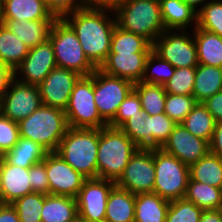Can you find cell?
<instances>
[{"label": "cell", "instance_id": "5", "mask_svg": "<svg viewBox=\"0 0 222 222\" xmlns=\"http://www.w3.org/2000/svg\"><path fill=\"white\" fill-rule=\"evenodd\" d=\"M117 25L151 44L165 31L159 0H124L115 10Z\"/></svg>", "mask_w": 222, "mask_h": 222}, {"label": "cell", "instance_id": "43", "mask_svg": "<svg viewBox=\"0 0 222 222\" xmlns=\"http://www.w3.org/2000/svg\"><path fill=\"white\" fill-rule=\"evenodd\" d=\"M141 101L138 94L132 90L120 104L115 118L108 124L112 128H120L131 116L142 114Z\"/></svg>", "mask_w": 222, "mask_h": 222}, {"label": "cell", "instance_id": "21", "mask_svg": "<svg viewBox=\"0 0 222 222\" xmlns=\"http://www.w3.org/2000/svg\"><path fill=\"white\" fill-rule=\"evenodd\" d=\"M55 20H15L3 19V25L12 31L31 49L49 39V33Z\"/></svg>", "mask_w": 222, "mask_h": 222}, {"label": "cell", "instance_id": "40", "mask_svg": "<svg viewBox=\"0 0 222 222\" xmlns=\"http://www.w3.org/2000/svg\"><path fill=\"white\" fill-rule=\"evenodd\" d=\"M196 67L175 68L173 76L164 84L166 93L192 95Z\"/></svg>", "mask_w": 222, "mask_h": 222}, {"label": "cell", "instance_id": "55", "mask_svg": "<svg viewBox=\"0 0 222 222\" xmlns=\"http://www.w3.org/2000/svg\"><path fill=\"white\" fill-rule=\"evenodd\" d=\"M2 97H3V94L0 93V115L2 113Z\"/></svg>", "mask_w": 222, "mask_h": 222}, {"label": "cell", "instance_id": "20", "mask_svg": "<svg viewBox=\"0 0 222 222\" xmlns=\"http://www.w3.org/2000/svg\"><path fill=\"white\" fill-rule=\"evenodd\" d=\"M165 30H193L197 12L182 0H159Z\"/></svg>", "mask_w": 222, "mask_h": 222}, {"label": "cell", "instance_id": "39", "mask_svg": "<svg viewBox=\"0 0 222 222\" xmlns=\"http://www.w3.org/2000/svg\"><path fill=\"white\" fill-rule=\"evenodd\" d=\"M197 104L193 95H175L167 93L165 114L176 124H181Z\"/></svg>", "mask_w": 222, "mask_h": 222}, {"label": "cell", "instance_id": "47", "mask_svg": "<svg viewBox=\"0 0 222 222\" xmlns=\"http://www.w3.org/2000/svg\"><path fill=\"white\" fill-rule=\"evenodd\" d=\"M202 103L211 113L216 123L222 122V91L216 93Z\"/></svg>", "mask_w": 222, "mask_h": 222}, {"label": "cell", "instance_id": "9", "mask_svg": "<svg viewBox=\"0 0 222 222\" xmlns=\"http://www.w3.org/2000/svg\"><path fill=\"white\" fill-rule=\"evenodd\" d=\"M152 51L175 68L199 64L193 30H165L152 43Z\"/></svg>", "mask_w": 222, "mask_h": 222}, {"label": "cell", "instance_id": "36", "mask_svg": "<svg viewBox=\"0 0 222 222\" xmlns=\"http://www.w3.org/2000/svg\"><path fill=\"white\" fill-rule=\"evenodd\" d=\"M175 67L168 61L163 60L153 51L147 57L143 83L163 85L173 76Z\"/></svg>", "mask_w": 222, "mask_h": 222}, {"label": "cell", "instance_id": "4", "mask_svg": "<svg viewBox=\"0 0 222 222\" xmlns=\"http://www.w3.org/2000/svg\"><path fill=\"white\" fill-rule=\"evenodd\" d=\"M20 137L31 139L48 152H56L69 126L65 111L41 105L18 122Z\"/></svg>", "mask_w": 222, "mask_h": 222}, {"label": "cell", "instance_id": "46", "mask_svg": "<svg viewBox=\"0 0 222 222\" xmlns=\"http://www.w3.org/2000/svg\"><path fill=\"white\" fill-rule=\"evenodd\" d=\"M49 11L56 18H63L65 15L76 11L83 6V0H42Z\"/></svg>", "mask_w": 222, "mask_h": 222}, {"label": "cell", "instance_id": "52", "mask_svg": "<svg viewBox=\"0 0 222 222\" xmlns=\"http://www.w3.org/2000/svg\"><path fill=\"white\" fill-rule=\"evenodd\" d=\"M199 222H222V209L203 210Z\"/></svg>", "mask_w": 222, "mask_h": 222}, {"label": "cell", "instance_id": "41", "mask_svg": "<svg viewBox=\"0 0 222 222\" xmlns=\"http://www.w3.org/2000/svg\"><path fill=\"white\" fill-rule=\"evenodd\" d=\"M202 209L185 198L170 202L166 222H199Z\"/></svg>", "mask_w": 222, "mask_h": 222}, {"label": "cell", "instance_id": "49", "mask_svg": "<svg viewBox=\"0 0 222 222\" xmlns=\"http://www.w3.org/2000/svg\"><path fill=\"white\" fill-rule=\"evenodd\" d=\"M15 78L14 70L0 60V93H4Z\"/></svg>", "mask_w": 222, "mask_h": 222}, {"label": "cell", "instance_id": "38", "mask_svg": "<svg viewBox=\"0 0 222 222\" xmlns=\"http://www.w3.org/2000/svg\"><path fill=\"white\" fill-rule=\"evenodd\" d=\"M197 26L222 37V0H208L197 13Z\"/></svg>", "mask_w": 222, "mask_h": 222}, {"label": "cell", "instance_id": "57", "mask_svg": "<svg viewBox=\"0 0 222 222\" xmlns=\"http://www.w3.org/2000/svg\"><path fill=\"white\" fill-rule=\"evenodd\" d=\"M73 222H86V221L81 219L80 217H77Z\"/></svg>", "mask_w": 222, "mask_h": 222}, {"label": "cell", "instance_id": "11", "mask_svg": "<svg viewBox=\"0 0 222 222\" xmlns=\"http://www.w3.org/2000/svg\"><path fill=\"white\" fill-rule=\"evenodd\" d=\"M154 183V148H138L115 185L138 194L153 192Z\"/></svg>", "mask_w": 222, "mask_h": 222}, {"label": "cell", "instance_id": "51", "mask_svg": "<svg viewBox=\"0 0 222 222\" xmlns=\"http://www.w3.org/2000/svg\"><path fill=\"white\" fill-rule=\"evenodd\" d=\"M0 222H20L17 211L11 203H0Z\"/></svg>", "mask_w": 222, "mask_h": 222}, {"label": "cell", "instance_id": "2", "mask_svg": "<svg viewBox=\"0 0 222 222\" xmlns=\"http://www.w3.org/2000/svg\"><path fill=\"white\" fill-rule=\"evenodd\" d=\"M138 148L120 128H100L97 151L98 178L116 182Z\"/></svg>", "mask_w": 222, "mask_h": 222}, {"label": "cell", "instance_id": "32", "mask_svg": "<svg viewBox=\"0 0 222 222\" xmlns=\"http://www.w3.org/2000/svg\"><path fill=\"white\" fill-rule=\"evenodd\" d=\"M133 90L138 94L145 114L152 116L165 113L167 93L163 85L136 82Z\"/></svg>", "mask_w": 222, "mask_h": 222}, {"label": "cell", "instance_id": "33", "mask_svg": "<svg viewBox=\"0 0 222 222\" xmlns=\"http://www.w3.org/2000/svg\"><path fill=\"white\" fill-rule=\"evenodd\" d=\"M181 124L193 135L210 143L216 121L203 103H197Z\"/></svg>", "mask_w": 222, "mask_h": 222}, {"label": "cell", "instance_id": "14", "mask_svg": "<svg viewBox=\"0 0 222 222\" xmlns=\"http://www.w3.org/2000/svg\"><path fill=\"white\" fill-rule=\"evenodd\" d=\"M46 172L49 181V194L76 198L85 178L75 171L57 152L46 155Z\"/></svg>", "mask_w": 222, "mask_h": 222}, {"label": "cell", "instance_id": "23", "mask_svg": "<svg viewBox=\"0 0 222 222\" xmlns=\"http://www.w3.org/2000/svg\"><path fill=\"white\" fill-rule=\"evenodd\" d=\"M135 194L116 185L111 189L106 206L105 221L134 222Z\"/></svg>", "mask_w": 222, "mask_h": 222}, {"label": "cell", "instance_id": "34", "mask_svg": "<svg viewBox=\"0 0 222 222\" xmlns=\"http://www.w3.org/2000/svg\"><path fill=\"white\" fill-rule=\"evenodd\" d=\"M152 44L143 36L115 26L109 53H150Z\"/></svg>", "mask_w": 222, "mask_h": 222}, {"label": "cell", "instance_id": "27", "mask_svg": "<svg viewBox=\"0 0 222 222\" xmlns=\"http://www.w3.org/2000/svg\"><path fill=\"white\" fill-rule=\"evenodd\" d=\"M48 153L44 147L31 139L20 137L15 146L1 157L10 165L30 168L43 161Z\"/></svg>", "mask_w": 222, "mask_h": 222}, {"label": "cell", "instance_id": "24", "mask_svg": "<svg viewBox=\"0 0 222 222\" xmlns=\"http://www.w3.org/2000/svg\"><path fill=\"white\" fill-rule=\"evenodd\" d=\"M77 217L76 198L54 194L45 195L41 222H73Z\"/></svg>", "mask_w": 222, "mask_h": 222}, {"label": "cell", "instance_id": "13", "mask_svg": "<svg viewBox=\"0 0 222 222\" xmlns=\"http://www.w3.org/2000/svg\"><path fill=\"white\" fill-rule=\"evenodd\" d=\"M114 186L112 180L86 179L76 197L78 217L86 222L105 221L109 193Z\"/></svg>", "mask_w": 222, "mask_h": 222}, {"label": "cell", "instance_id": "25", "mask_svg": "<svg viewBox=\"0 0 222 222\" xmlns=\"http://www.w3.org/2000/svg\"><path fill=\"white\" fill-rule=\"evenodd\" d=\"M199 64L222 67V37L198 26L193 29Z\"/></svg>", "mask_w": 222, "mask_h": 222}, {"label": "cell", "instance_id": "12", "mask_svg": "<svg viewBox=\"0 0 222 222\" xmlns=\"http://www.w3.org/2000/svg\"><path fill=\"white\" fill-rule=\"evenodd\" d=\"M42 105L38 85L12 80L3 93L2 115L16 123L28 118Z\"/></svg>", "mask_w": 222, "mask_h": 222}, {"label": "cell", "instance_id": "10", "mask_svg": "<svg viewBox=\"0 0 222 222\" xmlns=\"http://www.w3.org/2000/svg\"><path fill=\"white\" fill-rule=\"evenodd\" d=\"M133 88L134 83L130 80L110 76L99 68L94 71V102L107 124L115 118L120 104Z\"/></svg>", "mask_w": 222, "mask_h": 222}, {"label": "cell", "instance_id": "18", "mask_svg": "<svg viewBox=\"0 0 222 222\" xmlns=\"http://www.w3.org/2000/svg\"><path fill=\"white\" fill-rule=\"evenodd\" d=\"M150 53H109L99 68L105 74L141 82L147 57Z\"/></svg>", "mask_w": 222, "mask_h": 222}, {"label": "cell", "instance_id": "3", "mask_svg": "<svg viewBox=\"0 0 222 222\" xmlns=\"http://www.w3.org/2000/svg\"><path fill=\"white\" fill-rule=\"evenodd\" d=\"M99 129L69 127L57 153L85 178H98Z\"/></svg>", "mask_w": 222, "mask_h": 222}, {"label": "cell", "instance_id": "28", "mask_svg": "<svg viewBox=\"0 0 222 222\" xmlns=\"http://www.w3.org/2000/svg\"><path fill=\"white\" fill-rule=\"evenodd\" d=\"M222 91V67L198 64L192 95L197 103H202Z\"/></svg>", "mask_w": 222, "mask_h": 222}, {"label": "cell", "instance_id": "16", "mask_svg": "<svg viewBox=\"0 0 222 222\" xmlns=\"http://www.w3.org/2000/svg\"><path fill=\"white\" fill-rule=\"evenodd\" d=\"M56 66L53 47L47 40L29 49L27 56L14 70V75L20 82L39 85Z\"/></svg>", "mask_w": 222, "mask_h": 222}, {"label": "cell", "instance_id": "35", "mask_svg": "<svg viewBox=\"0 0 222 222\" xmlns=\"http://www.w3.org/2000/svg\"><path fill=\"white\" fill-rule=\"evenodd\" d=\"M147 120V148H160L177 125L165 113L145 114Z\"/></svg>", "mask_w": 222, "mask_h": 222}, {"label": "cell", "instance_id": "31", "mask_svg": "<svg viewBox=\"0 0 222 222\" xmlns=\"http://www.w3.org/2000/svg\"><path fill=\"white\" fill-rule=\"evenodd\" d=\"M29 48L12 31L0 25V60L15 70L27 56Z\"/></svg>", "mask_w": 222, "mask_h": 222}, {"label": "cell", "instance_id": "1", "mask_svg": "<svg viewBox=\"0 0 222 222\" xmlns=\"http://www.w3.org/2000/svg\"><path fill=\"white\" fill-rule=\"evenodd\" d=\"M63 19L71 26L89 61L100 68L106 61L116 23L113 10L79 7Z\"/></svg>", "mask_w": 222, "mask_h": 222}, {"label": "cell", "instance_id": "50", "mask_svg": "<svg viewBox=\"0 0 222 222\" xmlns=\"http://www.w3.org/2000/svg\"><path fill=\"white\" fill-rule=\"evenodd\" d=\"M123 2L124 0H83V6L114 11Z\"/></svg>", "mask_w": 222, "mask_h": 222}, {"label": "cell", "instance_id": "7", "mask_svg": "<svg viewBox=\"0 0 222 222\" xmlns=\"http://www.w3.org/2000/svg\"><path fill=\"white\" fill-rule=\"evenodd\" d=\"M153 192L169 202L185 197L189 166L161 148H154Z\"/></svg>", "mask_w": 222, "mask_h": 222}, {"label": "cell", "instance_id": "8", "mask_svg": "<svg viewBox=\"0 0 222 222\" xmlns=\"http://www.w3.org/2000/svg\"><path fill=\"white\" fill-rule=\"evenodd\" d=\"M65 114L68 126L72 128L100 129L108 126L94 102V72L90 76H81L74 84Z\"/></svg>", "mask_w": 222, "mask_h": 222}, {"label": "cell", "instance_id": "30", "mask_svg": "<svg viewBox=\"0 0 222 222\" xmlns=\"http://www.w3.org/2000/svg\"><path fill=\"white\" fill-rule=\"evenodd\" d=\"M184 198L202 210L222 209V189L193 181L190 177Z\"/></svg>", "mask_w": 222, "mask_h": 222}, {"label": "cell", "instance_id": "48", "mask_svg": "<svg viewBox=\"0 0 222 222\" xmlns=\"http://www.w3.org/2000/svg\"><path fill=\"white\" fill-rule=\"evenodd\" d=\"M210 153L222 158V122H217L209 143Z\"/></svg>", "mask_w": 222, "mask_h": 222}, {"label": "cell", "instance_id": "37", "mask_svg": "<svg viewBox=\"0 0 222 222\" xmlns=\"http://www.w3.org/2000/svg\"><path fill=\"white\" fill-rule=\"evenodd\" d=\"M45 194L32 192L11 203L18 214L20 222H41Z\"/></svg>", "mask_w": 222, "mask_h": 222}, {"label": "cell", "instance_id": "42", "mask_svg": "<svg viewBox=\"0 0 222 222\" xmlns=\"http://www.w3.org/2000/svg\"><path fill=\"white\" fill-rule=\"evenodd\" d=\"M120 129L139 147L147 148V120L145 113L131 116Z\"/></svg>", "mask_w": 222, "mask_h": 222}, {"label": "cell", "instance_id": "56", "mask_svg": "<svg viewBox=\"0 0 222 222\" xmlns=\"http://www.w3.org/2000/svg\"><path fill=\"white\" fill-rule=\"evenodd\" d=\"M0 203H2L1 173H0Z\"/></svg>", "mask_w": 222, "mask_h": 222}, {"label": "cell", "instance_id": "6", "mask_svg": "<svg viewBox=\"0 0 222 222\" xmlns=\"http://www.w3.org/2000/svg\"><path fill=\"white\" fill-rule=\"evenodd\" d=\"M48 40L53 47L57 67L75 71L81 76H90L97 69L86 57L76 33L63 18L54 21Z\"/></svg>", "mask_w": 222, "mask_h": 222}, {"label": "cell", "instance_id": "22", "mask_svg": "<svg viewBox=\"0 0 222 222\" xmlns=\"http://www.w3.org/2000/svg\"><path fill=\"white\" fill-rule=\"evenodd\" d=\"M3 19L56 20L42 0H3Z\"/></svg>", "mask_w": 222, "mask_h": 222}, {"label": "cell", "instance_id": "54", "mask_svg": "<svg viewBox=\"0 0 222 222\" xmlns=\"http://www.w3.org/2000/svg\"><path fill=\"white\" fill-rule=\"evenodd\" d=\"M3 24V0H0V25Z\"/></svg>", "mask_w": 222, "mask_h": 222}, {"label": "cell", "instance_id": "29", "mask_svg": "<svg viewBox=\"0 0 222 222\" xmlns=\"http://www.w3.org/2000/svg\"><path fill=\"white\" fill-rule=\"evenodd\" d=\"M189 177L222 189V158L209 152L189 167Z\"/></svg>", "mask_w": 222, "mask_h": 222}, {"label": "cell", "instance_id": "26", "mask_svg": "<svg viewBox=\"0 0 222 222\" xmlns=\"http://www.w3.org/2000/svg\"><path fill=\"white\" fill-rule=\"evenodd\" d=\"M170 202L154 192L135 194L134 222H166Z\"/></svg>", "mask_w": 222, "mask_h": 222}, {"label": "cell", "instance_id": "53", "mask_svg": "<svg viewBox=\"0 0 222 222\" xmlns=\"http://www.w3.org/2000/svg\"><path fill=\"white\" fill-rule=\"evenodd\" d=\"M184 3L188 4L197 13L203 8L208 0H182Z\"/></svg>", "mask_w": 222, "mask_h": 222}, {"label": "cell", "instance_id": "17", "mask_svg": "<svg viewBox=\"0 0 222 222\" xmlns=\"http://www.w3.org/2000/svg\"><path fill=\"white\" fill-rule=\"evenodd\" d=\"M160 148L189 167L210 152L209 142L193 135L182 124L174 127Z\"/></svg>", "mask_w": 222, "mask_h": 222}, {"label": "cell", "instance_id": "15", "mask_svg": "<svg viewBox=\"0 0 222 222\" xmlns=\"http://www.w3.org/2000/svg\"><path fill=\"white\" fill-rule=\"evenodd\" d=\"M80 77L75 71L57 66L53 68L38 85L42 104L65 111L74 84Z\"/></svg>", "mask_w": 222, "mask_h": 222}, {"label": "cell", "instance_id": "45", "mask_svg": "<svg viewBox=\"0 0 222 222\" xmlns=\"http://www.w3.org/2000/svg\"><path fill=\"white\" fill-rule=\"evenodd\" d=\"M30 184L35 193L49 194V181L46 172V157L29 168Z\"/></svg>", "mask_w": 222, "mask_h": 222}, {"label": "cell", "instance_id": "44", "mask_svg": "<svg viewBox=\"0 0 222 222\" xmlns=\"http://www.w3.org/2000/svg\"><path fill=\"white\" fill-rule=\"evenodd\" d=\"M20 138L19 126L15 121L0 115V156L11 150Z\"/></svg>", "mask_w": 222, "mask_h": 222}, {"label": "cell", "instance_id": "19", "mask_svg": "<svg viewBox=\"0 0 222 222\" xmlns=\"http://www.w3.org/2000/svg\"><path fill=\"white\" fill-rule=\"evenodd\" d=\"M2 203H13L16 199L32 193L29 168L8 164L0 156Z\"/></svg>", "mask_w": 222, "mask_h": 222}]
</instances>
